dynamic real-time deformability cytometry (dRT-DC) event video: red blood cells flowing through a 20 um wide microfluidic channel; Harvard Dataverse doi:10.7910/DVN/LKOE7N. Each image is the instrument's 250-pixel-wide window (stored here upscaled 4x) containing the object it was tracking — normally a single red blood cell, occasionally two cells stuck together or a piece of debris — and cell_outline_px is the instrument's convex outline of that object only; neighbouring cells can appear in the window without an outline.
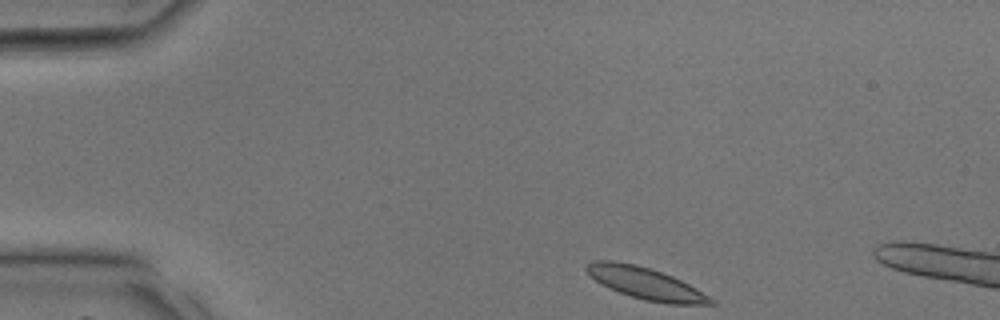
{"species": "common noctule bat (a hibernating species)", "species_latin": "Nyctalus noctula", "temperature_condition": "room temperature", "stored_images_in_passage": 4, "camera_frame_rate_fps": 3000, "um_per_image_px": 0.085, "animal": {"sex": "male", "body_mass_g": 17.9, "forearm_length_mm": 54.2}, "frame": {"image": 1, "passage_image": 1, "time_ms": 0.0, "image_size_px": [1000, 320], "cell_outline_px": [[716, 304], [668, 304], [644, 300], [620, 292], [600, 284], [588, 276], [584, 268], [584, 264], [592, 260], [612, 260], [636, 264], [672, 276], [696, 288], [716, 300]], "centroid_in_image_um": [54.81, 24.07], "position_along_channel_um": 30.2, "area_um2": 23.12}}